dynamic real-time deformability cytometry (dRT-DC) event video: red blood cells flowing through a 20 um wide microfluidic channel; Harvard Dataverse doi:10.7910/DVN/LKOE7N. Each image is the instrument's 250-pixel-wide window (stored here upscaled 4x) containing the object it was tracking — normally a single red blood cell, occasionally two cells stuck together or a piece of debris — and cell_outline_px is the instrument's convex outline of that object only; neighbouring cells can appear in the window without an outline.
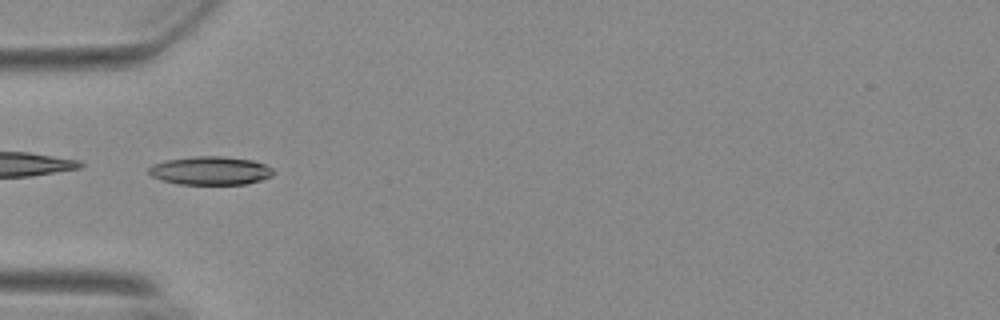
{"species": "Egyptian fruit bat (a non-hibernating species)", "species_latin": "Rousettus aegyptiacus", "temperature_condition": "warm", "stored_images_in_passage": 40, "camera_frame_rate_fps": 3000, "um_per_image_px": 0.085, "animal": {"sex": "female"}, "frame": {"image": 1, "passage_image": 18, "time_ms": 5.667, "image_size_px": [1000, 320], "cell_outline_px": [[276, 172], [272, 176], [260, 180], [244, 184], [180, 184], [164, 180], [152, 176], [148, 172], [148, 168], [152, 164], [164, 160], [192, 156], [224, 156], [252, 160], [264, 164], [272, 168]], "centroid_in_image_um": [17.89, 14.49], "position_along_channel_um": 67.1, "area_um2": 20.69}}